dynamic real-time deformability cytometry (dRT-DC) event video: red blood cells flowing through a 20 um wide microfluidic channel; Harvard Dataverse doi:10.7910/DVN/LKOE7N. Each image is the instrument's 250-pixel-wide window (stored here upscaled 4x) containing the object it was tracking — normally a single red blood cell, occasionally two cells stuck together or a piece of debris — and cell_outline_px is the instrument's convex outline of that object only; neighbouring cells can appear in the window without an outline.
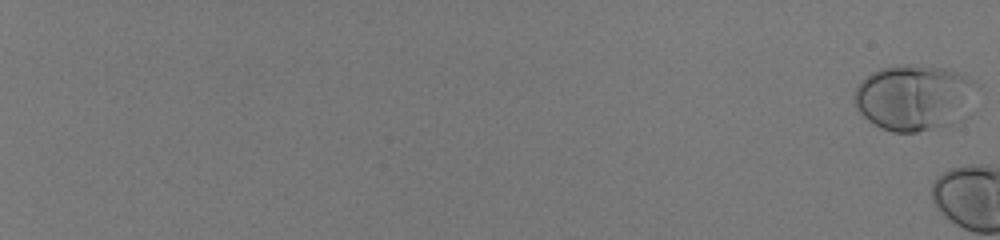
{"species": "human", "species_latin": "Homo sapiens", "temperature_condition": "room temperature", "stored_images_in_passage": 6, "camera_frame_rate_fps": 3000, "um_per_image_px": 0.085, "donor": {"sex": "male"}, "frame": {"image": 1, "passage_image": 1, "time_ms": 0.0, "image_size_px": [1000, 240], "cell_outline_px": [[968, 116], [952, 124], [916, 132], [892, 132], [880, 128], [868, 120], [856, 108], [852, 100], [852, 96], [860, 80], [872, 72], [880, 68], [944, 68], [964, 76]], "centroid_in_image_um": [77.49, 8.38], "position_along_channel_um": 7.5, "area_um2": 44.62}}